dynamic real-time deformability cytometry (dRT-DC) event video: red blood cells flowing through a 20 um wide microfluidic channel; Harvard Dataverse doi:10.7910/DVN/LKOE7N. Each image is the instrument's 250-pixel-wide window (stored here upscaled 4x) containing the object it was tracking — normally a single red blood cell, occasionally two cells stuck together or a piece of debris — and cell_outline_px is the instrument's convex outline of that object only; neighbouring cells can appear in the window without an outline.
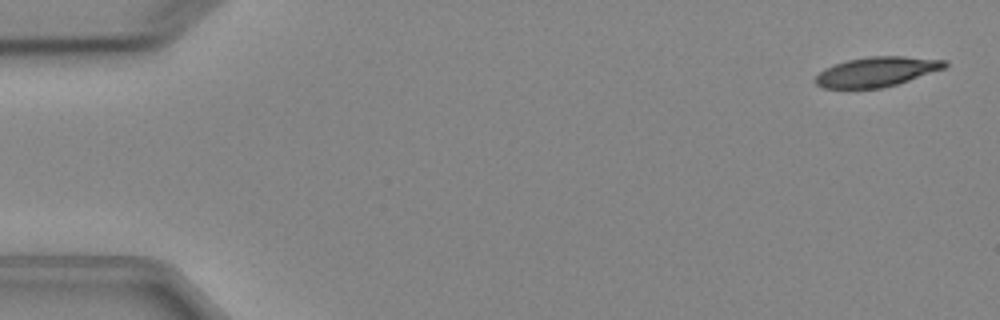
{"species": "Egyptian fruit bat (a non-hibernating species)", "species_latin": "Rousettus aegyptiacus", "temperature_condition": "cold", "stored_images_in_passage": 7, "camera_frame_rate_fps": 3000, "um_per_image_px": 0.085, "animal": {"sex": "female"}, "frame": {"image": 1, "passage_image": 1, "time_ms": 0.0, "image_size_px": [1000, 320], "cell_outline_px": [[948, 68], [896, 84], [880, 88], [824, 88], [816, 84], [812, 80], [824, 68], [848, 60], [868, 56], [904, 56], [948, 60]], "centroid_in_image_um": [74.56, 6.09], "position_along_channel_um": 10.4, "area_um2": 22.54}}